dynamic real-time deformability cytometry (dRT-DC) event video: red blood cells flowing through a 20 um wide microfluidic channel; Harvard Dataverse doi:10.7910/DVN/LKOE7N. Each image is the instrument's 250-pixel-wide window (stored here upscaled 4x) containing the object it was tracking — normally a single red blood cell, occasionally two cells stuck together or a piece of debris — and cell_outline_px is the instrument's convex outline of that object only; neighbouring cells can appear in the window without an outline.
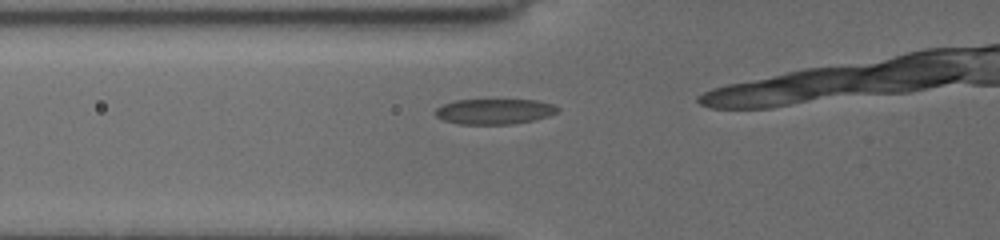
{"species": "common noctule bat (a hibernating species)", "species_latin": "Nyctalus noctula", "temperature_condition": "cold", "stored_images_in_passage": 11, "camera_frame_rate_fps": 3000, "um_per_image_px": 0.085, "animal": {"sex": "female", "body_mass_g": 19.5, "forearm_length_mm": 54.1}, "frame": {"image": 1, "passage_image": 7, "time_ms": 2.0, "image_size_px": [1000, 240], "cell_outline_px": [[560, 108], [556, 112], [548, 116], [532, 120], [512, 124], [460, 124], [444, 120], [436, 116], [436, 108], [444, 104], [456, 100], [536, 100], [552, 104]], "centroid_in_image_um": [42.02, 9.47], "position_along_channel_um": 83.8, "area_um2": 17.86}}
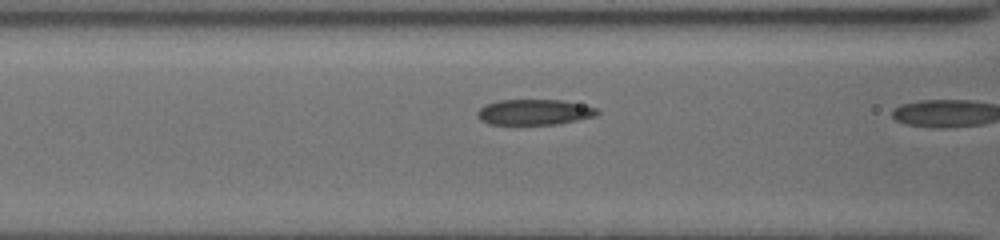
{"frame": {"image": 2, "passage_image": 10, "time_ms": 3.0, "image_size_px": [1000, 240], "cell_outline_px": [[600, 112], [596, 116], [560, 124], [488, 124], [480, 120], [476, 116], [476, 112], [484, 104], [500, 100], [564, 100], [596, 108]], "centroid_in_image_um": [45.39, 9.53], "position_along_channel_um": 121.2, "area_um2": 17.98}}